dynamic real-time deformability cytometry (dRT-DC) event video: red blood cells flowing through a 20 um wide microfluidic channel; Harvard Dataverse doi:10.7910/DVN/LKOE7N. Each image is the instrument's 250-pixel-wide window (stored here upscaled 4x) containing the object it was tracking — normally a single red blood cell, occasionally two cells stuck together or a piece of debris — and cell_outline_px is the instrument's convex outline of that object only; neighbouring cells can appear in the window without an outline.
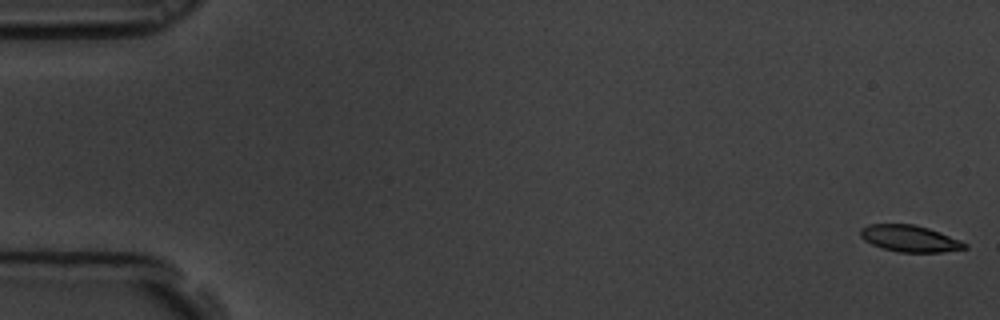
{"species": "common noctule bat (a hibernating species)", "species_latin": "Nyctalus noctula", "temperature_condition": "room temperature", "stored_images_in_passage": 59, "camera_frame_rate_fps": 3000, "um_per_image_px": 0.085, "animal": {"sex": "male", "body_mass_g": 19.5, "forearm_length_mm": 54.6}, "frame": {"image": 1, "passage_image": 1, "time_ms": 0.0, "image_size_px": [1000, 320], "cell_outline_px": [[968, 248], [940, 252], [900, 252], [884, 248], [872, 244], [864, 240], [860, 236], [860, 228], [868, 224], [912, 224], [928, 228], [960, 240], [968, 244]], "centroid_in_image_um": [77.32, 20.27], "position_along_channel_um": 7.7, "area_um2": 16.01}}
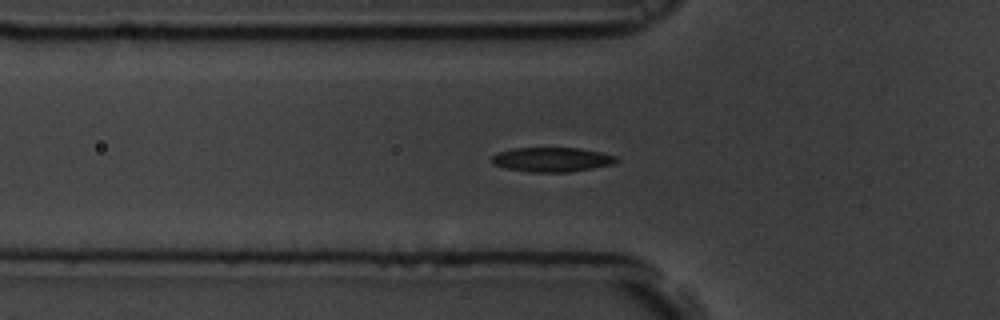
{"frame": {"image": 2, "passage_image": 20, "time_ms": 6.333, "image_size_px": [1000, 320], "cell_outline_px": [[620, 160], [616, 164], [568, 172], [528, 172], [504, 168], [492, 164], [492, 156], [500, 152], [512, 148], [580, 148], [600, 152], [616, 156]], "centroid_in_image_um": [46.93, 13.57], "position_along_channel_um": 78.9, "area_um2": 17.86}}
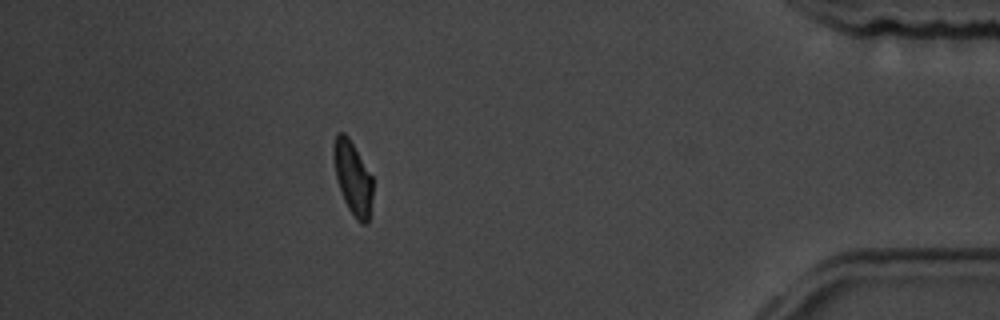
{"frame": {"image": 3, "passage_image": 52, "time_ms": 17.0, "image_size_px": [1000, 320], "cell_outline_px": [[372, 200], [368, 224], [360, 224], [356, 220], [348, 208], [344, 200], [336, 180], [332, 156], [332, 144], [336, 132], [344, 132], [348, 136], [372, 176]], "centroid_in_image_um": [29.96, 15.11], "position_along_channel_um": 405.2, "area_um2": 17.05}, "authors_computed_cell_mechanics": {"area_um2": 17.2822, "velocity_mm_per_s": 3.5001, "shape_relaxation_time_tau1_ms": 3.107, "shape_relaxation_time_tau2_ms": 6.702, "deformation_change_tau1": 0.1311, "deformation_change_tau2": 0.0945}}